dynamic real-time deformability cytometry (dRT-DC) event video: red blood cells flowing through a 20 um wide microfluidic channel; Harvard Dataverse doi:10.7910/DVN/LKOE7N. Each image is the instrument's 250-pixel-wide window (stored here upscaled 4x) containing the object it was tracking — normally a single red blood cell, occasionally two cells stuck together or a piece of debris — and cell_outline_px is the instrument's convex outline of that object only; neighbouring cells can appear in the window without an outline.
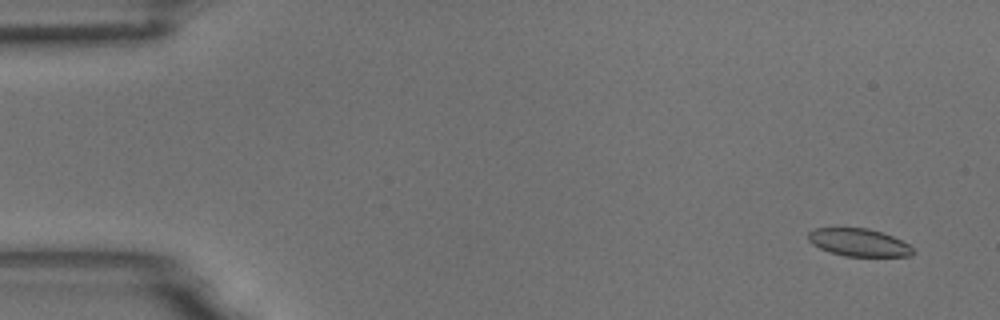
{"species": "common noctule bat (a hibernating species)", "species_latin": "Nyctalus noctula", "temperature_condition": "room temperature", "stored_images_in_passage": 5, "camera_frame_rate_fps": 3000, "um_per_image_px": 0.085, "animal": {"sex": "male", "body_mass_g": 18.8}, "frame": {"image": 1, "passage_image": 1, "time_ms": 0.0, "image_size_px": [1000, 320], "cell_outline_px": [[916, 252], [908, 256], [844, 256], [820, 248], [812, 244], [808, 240], [808, 232], [812, 228], [868, 228], [892, 236], [908, 244]], "centroid_in_image_um": [72.97, 20.6], "position_along_channel_um": 12.0, "area_um2": 16.76}}
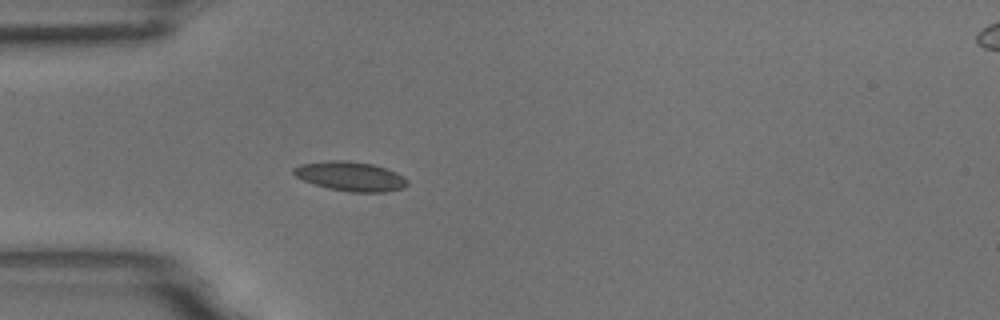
{"frame": {"image": 2, "passage_image": 5, "time_ms": 1.333, "image_size_px": [1000, 320], "cell_outline_px": [[408, 184], [404, 188], [384, 192], [352, 192], [328, 188], [304, 180], [296, 176], [292, 172], [292, 168], [300, 164], [328, 160], [348, 160], [372, 164], [396, 172], [404, 176], [408, 180]], "centroid_in_image_um": [29.8, 14.98], "position_along_channel_um": 55.2, "area_um2": 19.48}}